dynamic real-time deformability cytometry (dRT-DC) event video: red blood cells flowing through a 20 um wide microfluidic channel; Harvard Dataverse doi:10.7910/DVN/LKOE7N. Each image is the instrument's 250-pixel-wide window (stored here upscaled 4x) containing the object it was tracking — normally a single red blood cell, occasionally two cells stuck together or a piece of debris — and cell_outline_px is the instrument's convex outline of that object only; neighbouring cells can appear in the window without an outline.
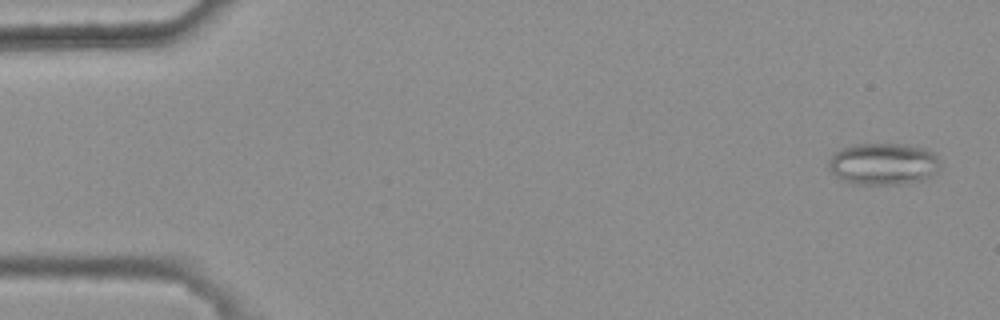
{"species": "common noctule bat (a hibernating species)", "species_latin": "Nyctalus noctula", "temperature_condition": "warm", "stored_images_in_passage": 47, "camera_frame_rate_fps": 3000, "um_per_image_px": 0.085, "animal": {"sex": "female", "body_mass_g": 25.1}, "frame": {"image": 1, "passage_image": 2, "time_ms": 0.333, "image_size_px": [1000, 320], "cell_outline_px": [[940, 168], [932, 176], [924, 180], [908, 184], [852, 184], [836, 176], [828, 168], [828, 160], [840, 148], [852, 144], [904, 144], [924, 148], [936, 152], [940, 160]], "centroid_in_image_um": [75.12, 13.93], "position_along_channel_um": 9.9, "area_um2": 27.74}}
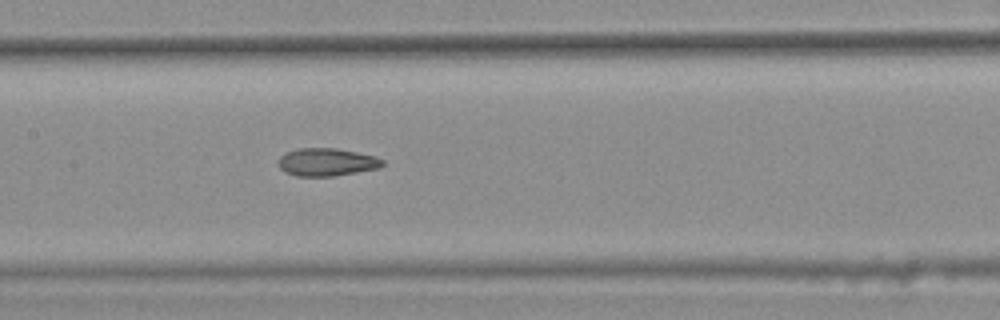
{"frame": {"image": 2, "passage_image": 26, "time_ms": 8.333, "image_size_px": [1000, 320], "cell_outline_px": [[384, 164], [380, 168], [332, 176], [296, 176], [284, 172], [280, 168], [280, 156], [284, 152], [300, 148], [336, 148], [376, 156], [384, 160]], "centroid_in_image_um": [27.78, 13.77], "position_along_channel_um": 179.6, "area_um2": 16.88}}
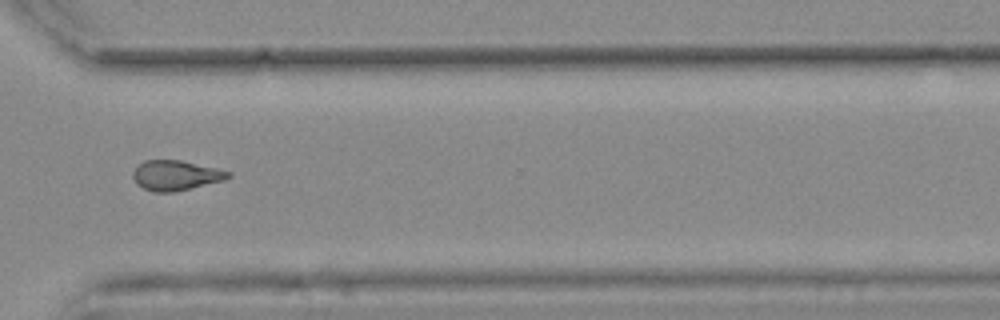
{"frame": {"image": 3, "passage_image": 40, "time_ms": 13.0, "image_size_px": [1000, 320], "cell_outline_px": [[232, 176], [224, 180], [176, 192], [152, 192], [136, 184], [132, 176], [132, 172], [144, 160], [180, 160], [216, 168], [232, 172]], "centroid_in_image_um": [14.94, 14.91], "position_along_channel_um": 355.7, "area_um2": 16.7}, "authors_computed_cell_mechanics": {"area_um2": 16.9932, "velocity_mm_per_s": 3.7648, "shape_relaxation_time_tau1_ms": null, "shape_relaxation_time_tau2_ms": 2.0274, "deformation_change_tau1": null, "deformation_change_tau2": 0.0947}}